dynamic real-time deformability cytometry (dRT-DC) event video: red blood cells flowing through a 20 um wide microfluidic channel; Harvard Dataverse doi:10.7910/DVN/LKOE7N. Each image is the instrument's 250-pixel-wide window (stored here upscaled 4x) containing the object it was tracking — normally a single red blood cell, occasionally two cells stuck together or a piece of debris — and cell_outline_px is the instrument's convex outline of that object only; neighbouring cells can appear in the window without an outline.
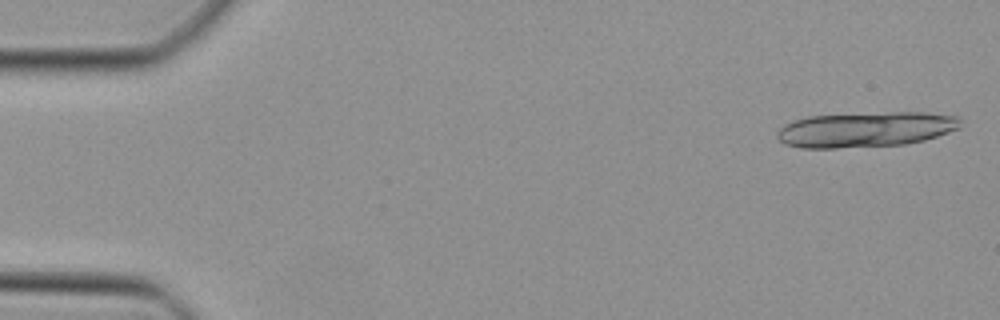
{"species": "Egyptian fruit bat (a non-hibernating species)", "species_latin": "Rousettus aegyptiacus", "temperature_condition": "cold", "stored_images_in_passage": 14, "camera_frame_rate_fps": 3000, "um_per_image_px": 0.085, "animal": {"sex": "female"}, "frame": {"image": 1, "passage_image": 1, "time_ms": 0.0, "image_size_px": [1000, 320], "cell_outline_px": [[960, 128], [924, 140], [904, 144], [836, 148], [800, 148], [784, 144], [776, 136], [776, 132], [784, 124], [808, 116], [892, 112], [924, 112], [956, 116], [960, 120]], "centroid_in_image_um": [73.55, 11.01], "position_along_channel_um": 11.5, "area_um2": 37.51}}